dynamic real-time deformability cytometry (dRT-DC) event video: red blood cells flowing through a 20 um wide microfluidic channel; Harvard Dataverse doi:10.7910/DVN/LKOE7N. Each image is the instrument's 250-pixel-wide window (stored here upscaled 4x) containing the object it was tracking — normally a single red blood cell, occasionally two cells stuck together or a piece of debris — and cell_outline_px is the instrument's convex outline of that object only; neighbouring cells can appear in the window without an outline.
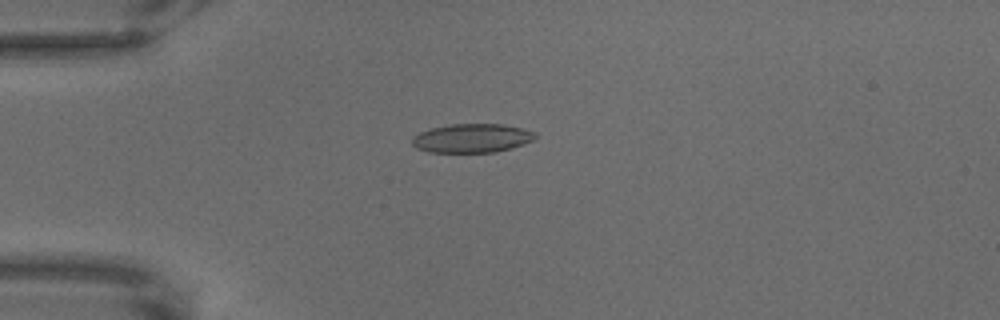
{"species": "common noctule bat (a hibernating species)", "species_latin": "Nyctalus noctula", "temperature_condition": "warm", "stored_images_in_passage": 68, "camera_frame_rate_fps": 3000, "um_per_image_px": 0.085, "animal": {"sex": "male", "body_mass_g": 18.8}, "frame": {"image": 1, "passage_image": 18, "time_ms": 5.667, "image_size_px": [1000, 320], "cell_outline_px": [[536, 136], [532, 140], [524, 144], [512, 148], [496, 152], [428, 152], [416, 148], [412, 144], [412, 136], [420, 132], [432, 128], [448, 124], [504, 124], [536, 132]], "centroid_in_image_um": [40.1, 11.74], "position_along_channel_um": 44.9, "area_um2": 20.75}}
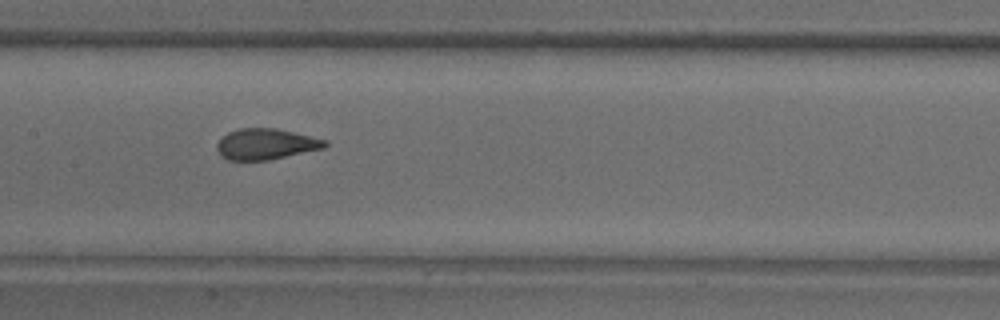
{"frame": {"image": 2, "passage_image": 34, "time_ms": 11.0, "image_size_px": [1000, 320], "cell_outline_px": [[328, 144], [324, 148], [268, 160], [228, 160], [220, 156], [216, 148], [216, 144], [228, 132], [240, 128], [276, 128], [328, 140]], "centroid_in_image_um": [22.59, 12.25], "position_along_channel_um": 184.8, "area_um2": 19.42}}
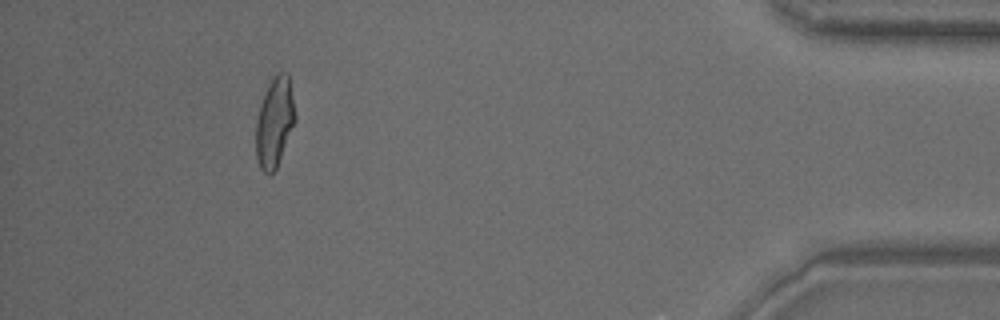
{"frame": {"image": 3, "passage_image": 62, "time_ms": 20.333, "image_size_px": [1000, 320], "cell_outline_px": [[296, 120], [276, 168], [268, 176], [260, 168], [256, 156], [256, 120], [260, 104], [268, 84], [276, 72], [288, 72], [296, 116]], "centroid_in_image_um": [23.34, 10.37], "position_along_channel_um": 411.9, "area_um2": 20.52}}